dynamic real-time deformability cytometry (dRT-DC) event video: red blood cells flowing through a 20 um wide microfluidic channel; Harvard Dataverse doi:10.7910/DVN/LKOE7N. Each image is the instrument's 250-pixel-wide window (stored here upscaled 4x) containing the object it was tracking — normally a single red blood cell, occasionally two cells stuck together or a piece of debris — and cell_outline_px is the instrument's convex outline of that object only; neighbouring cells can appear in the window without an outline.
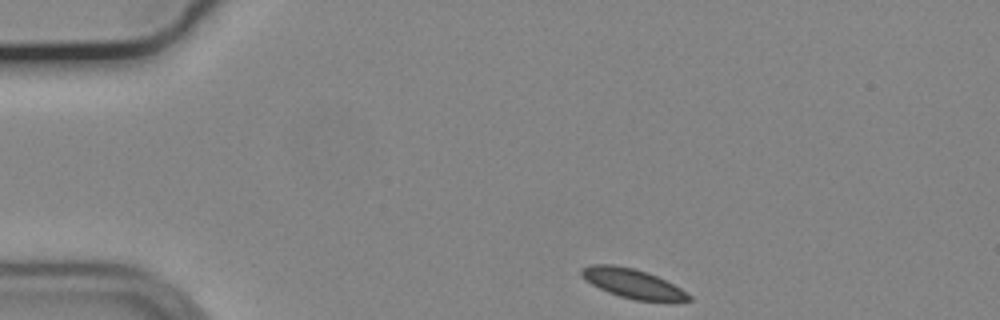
{"species": "common noctule bat (a hibernating species)", "species_latin": "Nyctalus noctula", "temperature_condition": "cold", "stored_images_in_passage": 42, "camera_frame_rate_fps": 3000, "um_per_image_px": 0.085, "animal": {"sex": "male", "body_mass_g": 19.2, "forearm_length_mm": 51.8}, "frame": {"image": 1, "passage_image": 1, "time_ms": 0.0, "image_size_px": [1000, 320], "cell_outline_px": [[692, 300], [636, 300], [620, 296], [608, 292], [592, 284], [580, 276], [580, 268], [592, 264], [612, 264], [632, 268], [648, 272], [680, 288], [692, 296]], "centroid_in_image_um": [53.71, 24.07], "position_along_channel_um": 31.3, "area_um2": 17.98}}
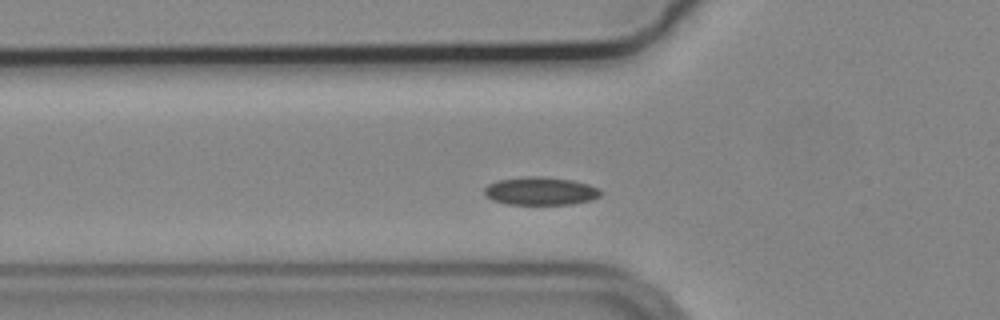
{"frame": {"image": 2, "passage_image": 10, "time_ms": 3.0, "image_size_px": [1000, 320], "cell_outline_px": [[604, 192], [600, 196], [592, 200], [572, 204], [508, 204], [492, 200], [484, 196], [484, 188], [488, 184], [500, 180], [524, 176], [540, 176], [572, 180], [588, 184], [600, 188]], "centroid_in_image_um": [45.97, 16.24], "position_along_channel_um": 79.8, "area_um2": 19.19}}
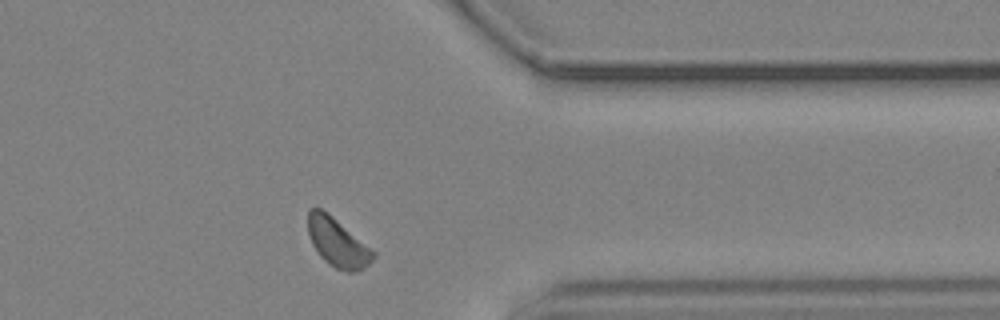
{"frame": {"image": 3, "passage_image": 36, "time_ms": 11.667, "image_size_px": [1000, 320], "cell_outline_px": [[376, 256], [368, 264], [356, 272], [348, 272], [336, 268], [328, 264], [320, 256], [312, 244], [308, 232], [308, 208], [320, 208], [328, 212], [376, 252]], "centroid_in_image_um": [28.69, 20.61], "position_along_channel_um": 382.7, "area_um2": 18.5}, "authors_computed_cell_mechanics": {"area_um2": 18.2937, "velocity_mm_per_s": 3.615, "shape_relaxation_time_tau1_ms": 11.0961, "shape_relaxation_time_tau2_ms": null, "deformation_change_tau1": 0.0731, "deformation_change_tau2": null}}